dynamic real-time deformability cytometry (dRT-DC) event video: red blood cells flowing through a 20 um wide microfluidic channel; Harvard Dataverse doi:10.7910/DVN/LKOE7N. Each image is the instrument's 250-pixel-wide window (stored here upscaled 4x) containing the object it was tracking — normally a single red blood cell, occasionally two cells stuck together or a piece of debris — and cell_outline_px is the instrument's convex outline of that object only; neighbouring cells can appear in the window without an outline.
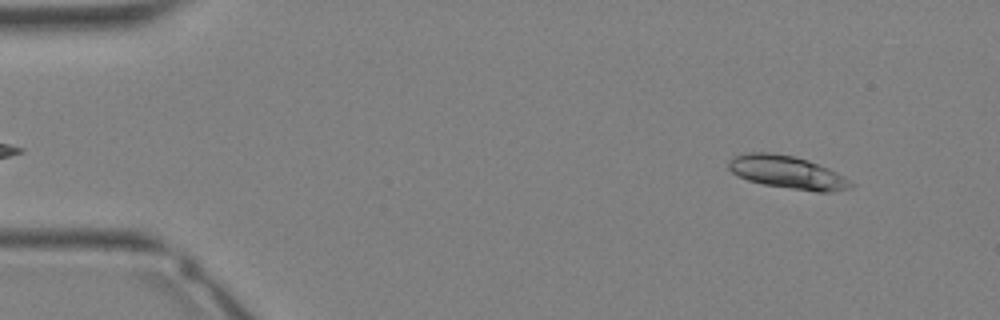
{"species": "Egyptian fruit bat (a non-hibernating species)", "species_latin": "Rousettus aegyptiacus", "temperature_condition": "warm", "stored_images_in_passage": 9, "camera_frame_rate_fps": 3000, "um_per_image_px": 0.085, "animal": {"sex": "female"}, "frame": {"image": 1, "passage_image": 2, "time_ms": 0.333, "image_size_px": [1000, 320], "cell_outline_px": [[856, 184], [848, 188], [832, 192], [816, 192], [764, 184], [748, 180], [732, 172], [728, 168], [728, 160], [744, 152], [772, 152], [792, 156], [808, 160], [828, 168], [844, 176]], "centroid_in_image_um": [66.93, 14.64], "position_along_channel_um": 18.1, "area_um2": 23.35}}